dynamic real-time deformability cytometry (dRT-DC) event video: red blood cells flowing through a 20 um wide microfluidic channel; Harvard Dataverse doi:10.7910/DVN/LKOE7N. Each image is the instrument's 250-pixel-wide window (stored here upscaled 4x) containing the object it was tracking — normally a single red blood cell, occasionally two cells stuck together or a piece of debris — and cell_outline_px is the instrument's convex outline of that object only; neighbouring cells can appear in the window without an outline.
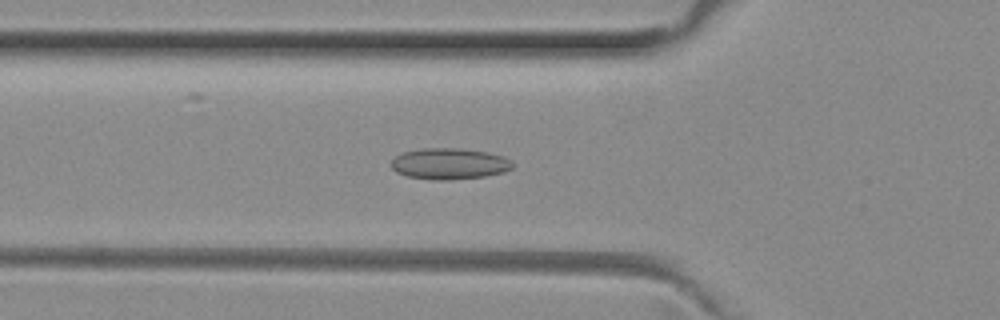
{"species": "common noctule bat (a hibernating species)", "species_latin": "Nyctalus noctula", "temperature_condition": "room temperature", "stored_images_in_passage": 51, "camera_frame_rate_fps": 3000, "um_per_image_px": 0.085, "animal": {"sex": "female", "body_mass_g": 29.2, "forearm_length_mm": 56.3}, "frame": {"image": 1, "passage_image": 18, "time_ms": 5.667, "image_size_px": [1000, 320], "cell_outline_px": [[512, 168], [504, 172], [484, 176], [448, 180], [432, 180], [408, 176], [396, 172], [392, 168], [392, 160], [396, 156], [404, 152], [424, 148], [460, 148], [488, 152], [504, 156], [512, 160]], "centroid_in_image_um": [38.22, 13.91], "position_along_channel_um": 87.6, "area_um2": 22.02}}
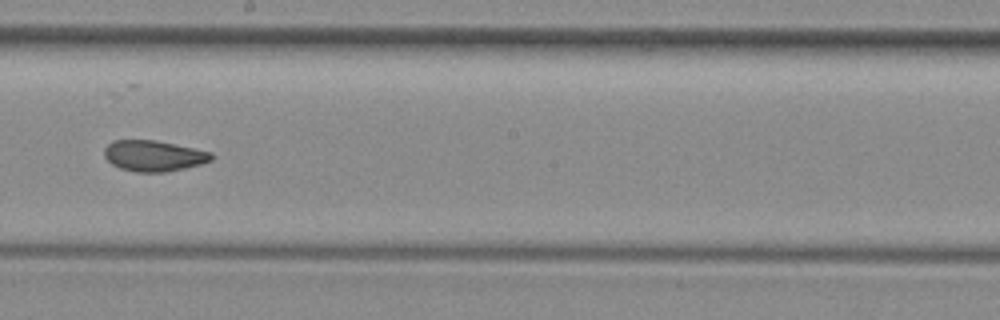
{"frame": {"image": 2, "passage_image": 29, "time_ms": 9.333, "image_size_px": [1000, 320], "cell_outline_px": [[216, 156], [212, 160], [200, 164], [168, 172], [136, 172], [120, 168], [112, 164], [104, 156], [104, 148], [112, 140], [156, 140], [212, 152]], "centroid_in_image_um": [13.07, 13.24], "position_along_channel_um": 235.1, "area_um2": 19.36}}
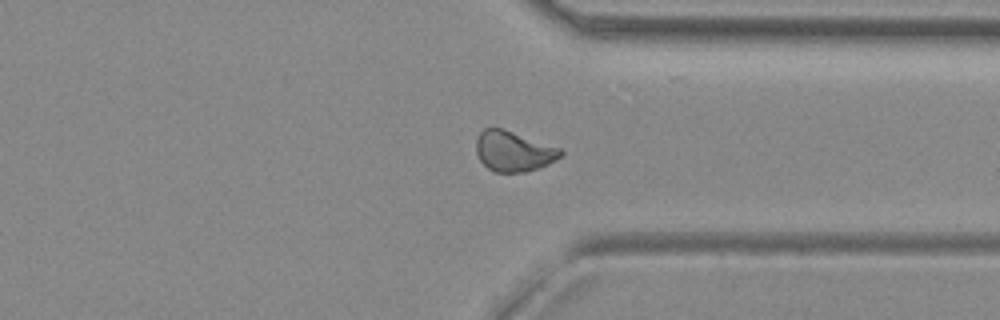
{"frame": {"image": 3, "passage_image": 39, "time_ms": 12.667, "image_size_px": [1000, 320], "cell_outline_px": [[564, 152], [560, 156], [548, 164], [524, 172], [492, 172], [480, 160], [476, 152], [476, 140], [480, 132], [484, 128], [504, 128], [560, 148]], "centroid_in_image_um": [43.62, 12.84], "position_along_channel_um": 367.8, "area_um2": 19.77}, "authors_computed_cell_mechanics": {"area_um2": 20.1722, "velocity_mm_per_s": 4.0154, "shape_relaxation_time_tau1_ms": null, "shape_relaxation_time_tau2_ms": 2.8076, "deformation_change_tau1": null, "deformation_change_tau2": 0.0918}}